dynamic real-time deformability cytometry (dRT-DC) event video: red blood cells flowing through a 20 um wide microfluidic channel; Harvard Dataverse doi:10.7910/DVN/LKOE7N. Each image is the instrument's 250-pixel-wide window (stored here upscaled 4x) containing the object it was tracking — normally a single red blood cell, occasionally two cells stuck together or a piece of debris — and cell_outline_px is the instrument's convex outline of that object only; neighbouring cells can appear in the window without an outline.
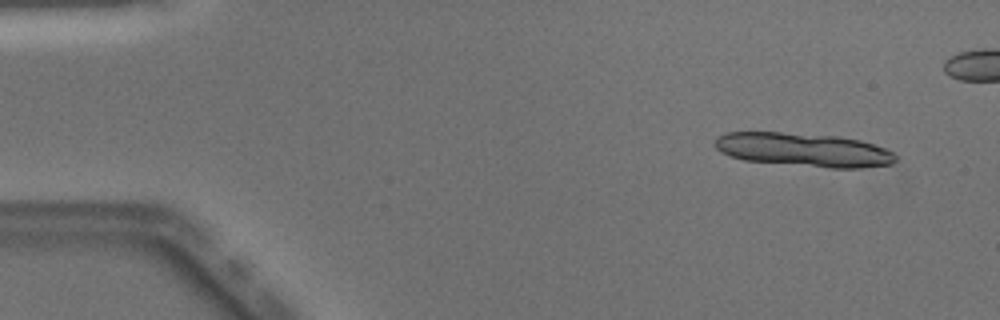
{"species": "Egyptian fruit bat (a non-hibernating species)", "species_latin": "Rousettus aegyptiacus", "temperature_condition": "warm", "stored_images_in_passage": 12, "camera_frame_rate_fps": 3000, "um_per_image_px": 0.085, "animal": {"sex": "male"}, "frame": {"image": 1, "passage_image": 4, "time_ms": 1.0, "image_size_px": [1000, 320], "cell_outline_px": [[896, 160], [892, 164], [860, 168], [832, 168], [744, 160], [720, 152], [716, 148], [716, 136], [728, 132], [780, 132], [840, 136], [860, 140], [884, 148], [892, 152], [896, 156]], "centroid_in_image_um": [68.31, 12.73], "position_along_channel_um": 16.7, "area_um2": 35.37}}